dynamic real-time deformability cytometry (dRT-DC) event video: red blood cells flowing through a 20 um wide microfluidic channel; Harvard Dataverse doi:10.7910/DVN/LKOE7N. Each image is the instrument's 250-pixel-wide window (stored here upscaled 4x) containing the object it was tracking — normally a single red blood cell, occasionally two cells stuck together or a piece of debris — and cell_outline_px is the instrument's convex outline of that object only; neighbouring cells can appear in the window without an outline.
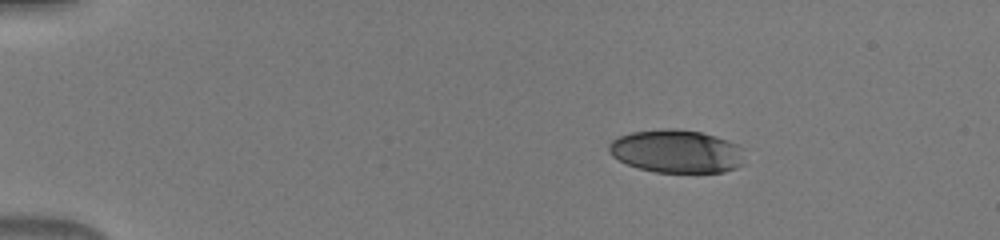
{"species": "human", "species_latin": "Homo sapiens", "temperature_condition": "warm", "stored_images_in_passage": 30, "camera_frame_rate_fps": 3000, "um_per_image_px": 0.085, "donor": {"sex": "male"}, "frame": {"image": 1, "passage_image": 2, "time_ms": 0.333, "image_size_px": [1000, 240], "cell_outline_px": [[744, 164], [736, 168], [724, 172], [656, 172], [640, 168], [628, 164], [612, 156], [608, 152], [608, 144], [612, 140], [620, 136], [632, 132], [660, 128], [676, 128], [700, 132], [716, 136], [740, 144], [744, 148]], "centroid_in_image_um": [57.56, 12.85], "position_along_channel_um": 27.4, "area_um2": 34.51}}
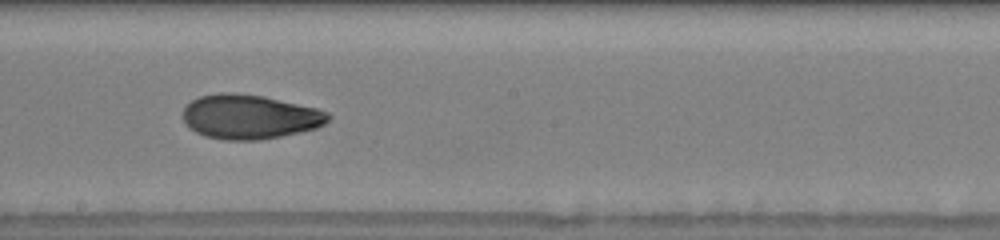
{"frame": {"image": 2, "passage_image": 17, "time_ms": 5.333, "image_size_px": [1000, 240], "cell_outline_px": [[332, 116], [324, 124], [316, 128], [280, 136], [260, 140], [224, 140], [204, 136], [188, 128], [184, 120], [184, 108], [192, 100], [200, 96], [220, 92], [236, 92], [264, 96], [316, 108], [328, 112]], "centroid_in_image_um": [21.21, 9.92], "position_along_channel_um": 227.0, "area_um2": 37.63}}
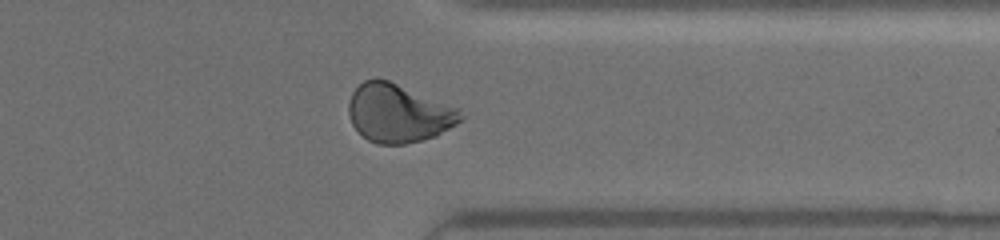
{"frame": {"image": 3, "passage_image": 24, "time_ms": 7.667, "image_size_px": [1000, 240], "cell_outline_px": [[468, 116], [456, 124], [436, 136], [404, 144], [376, 144], [368, 140], [352, 124], [348, 112], [348, 104], [352, 92], [364, 80], [376, 76], [388, 80], [460, 108]], "centroid_in_image_um": [33.9, 9.61], "position_along_channel_um": 377.5, "area_um2": 38.38}}